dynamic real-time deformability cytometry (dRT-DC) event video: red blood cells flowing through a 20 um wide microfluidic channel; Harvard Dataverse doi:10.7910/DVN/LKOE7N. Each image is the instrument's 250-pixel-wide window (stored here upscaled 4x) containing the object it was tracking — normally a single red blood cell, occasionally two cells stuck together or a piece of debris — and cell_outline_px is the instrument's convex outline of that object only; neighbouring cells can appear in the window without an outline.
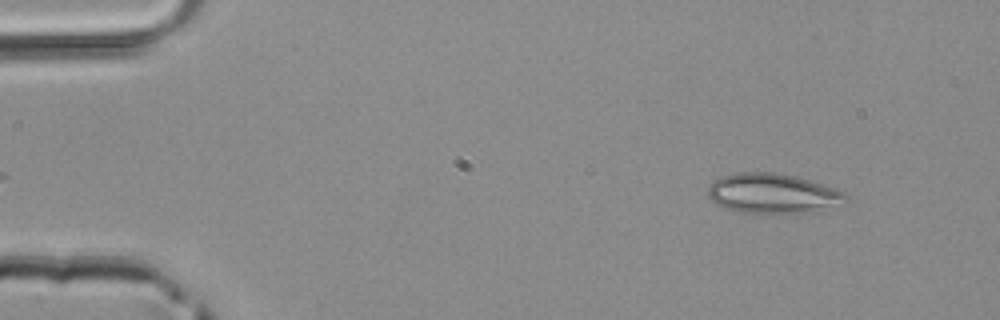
{"species": "common noctule bat (a hibernating species)", "species_latin": "Nyctalus noctula", "temperature_condition": "room temperature", "stored_images_in_passage": 44, "camera_frame_rate_fps": 3000, "um_per_image_px": 0.085, "animal": {"sex": "male", "body_mass_g": 20.4}, "frame": {"image": 1, "passage_image": 3, "time_ms": 0.667, "image_size_px": [1000, 320], "cell_outline_px": [[848, 200], [804, 212], [740, 212], [724, 208], [716, 204], [708, 196], [708, 188], [720, 176], [736, 172], [776, 172], [796, 176], [824, 184], [836, 188], [844, 192], [848, 196]], "centroid_in_image_um": [65.62, 16.4], "position_along_channel_um": 19.4, "area_um2": 31.39}}
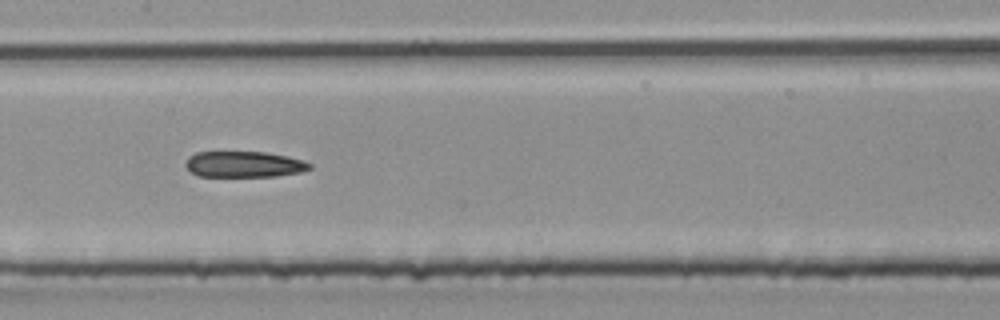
{"frame": {"image": 2, "passage_image": 21, "time_ms": 6.667, "image_size_px": [1000, 320], "cell_outline_px": [[312, 168], [300, 172], [276, 176], [200, 176], [192, 172], [184, 164], [188, 156], [196, 152], [264, 152], [288, 156], [304, 160], [312, 164]], "centroid_in_image_um": [20.76, 13.96], "position_along_channel_um": 186.6, "area_um2": 18.79}}
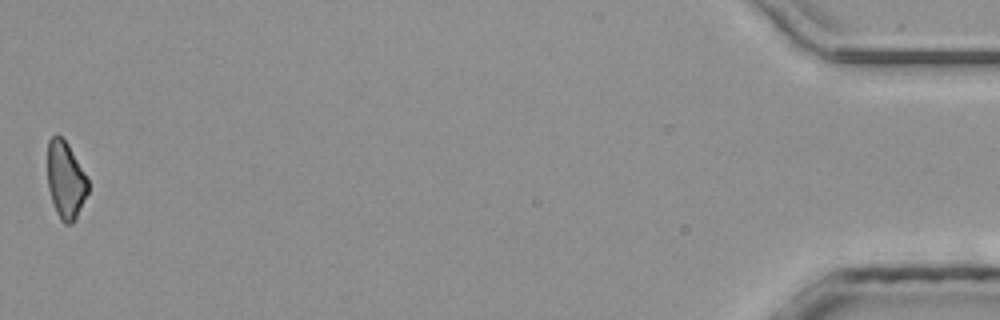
{"frame": {"image": 3, "passage_image": 44, "time_ms": 14.333, "image_size_px": [1000, 320], "cell_outline_px": [[88, 192], [72, 224], [64, 224], [60, 220], [56, 212], [48, 188], [48, 140], [56, 132], [68, 144], [84, 172], [88, 180]], "centroid_in_image_um": [5.56, 15.29], "position_along_channel_um": 429.6, "area_um2": 18.03}}